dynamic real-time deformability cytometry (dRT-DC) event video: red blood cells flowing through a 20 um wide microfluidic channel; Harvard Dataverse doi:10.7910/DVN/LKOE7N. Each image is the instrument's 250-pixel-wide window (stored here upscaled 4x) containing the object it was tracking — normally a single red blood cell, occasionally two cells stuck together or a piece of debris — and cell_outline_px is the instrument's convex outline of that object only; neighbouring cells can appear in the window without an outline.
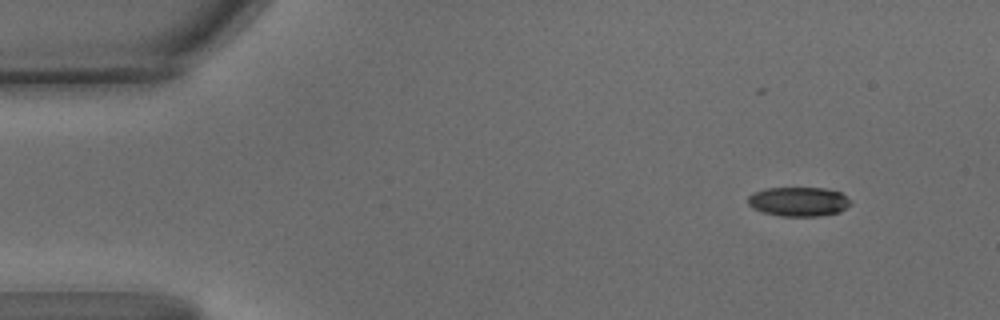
{"species": "common noctule bat (a hibernating species)", "species_latin": "Nyctalus noctula", "temperature_condition": "warm", "stored_images_in_passage": 54, "camera_frame_rate_fps": 3000, "um_per_image_px": 0.085, "animal": {"sex": "male", "body_mass_g": 15.6}, "frame": {"image": 1, "passage_image": 1, "time_ms": 0.0, "image_size_px": [1000, 320], "cell_outline_px": [[852, 204], [840, 212], [820, 216], [780, 216], [764, 212], [752, 208], [748, 204], [748, 196], [752, 192], [764, 188], [824, 188], [840, 192], [852, 200]], "centroid_in_image_um": [67.89, 17.13], "position_along_channel_um": 17.1, "area_um2": 17.74}}
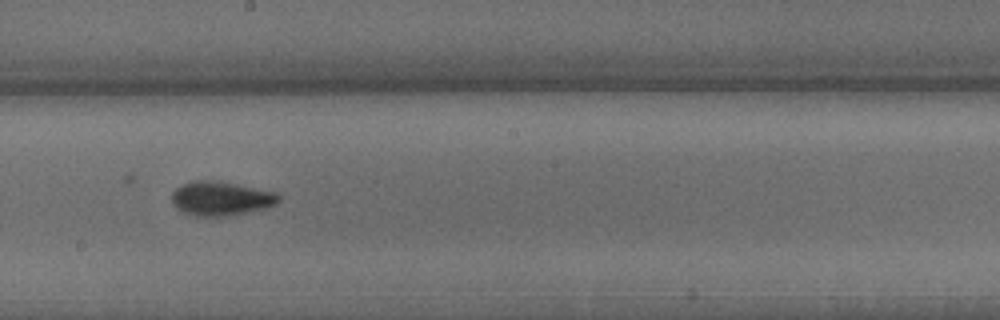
{"frame": {"image": 2, "passage_image": 28, "time_ms": 9.0, "image_size_px": [1000, 320], "cell_outline_px": [[280, 200], [276, 204], [264, 208], [224, 216], [196, 216], [184, 212], [172, 204], [172, 192], [180, 184], [192, 180], [212, 180], [276, 192], [280, 196]], "centroid_in_image_um": [18.73, 16.86], "position_along_channel_um": 229.5, "area_um2": 20.98}}
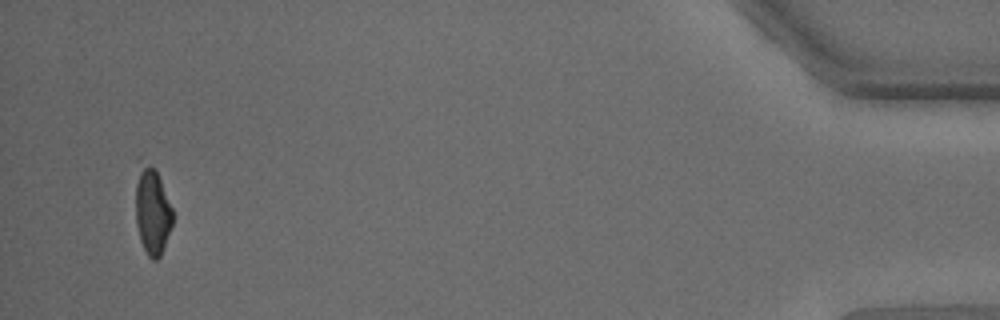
{"frame": {"image": 3, "passage_image": 52, "time_ms": 17.0, "image_size_px": [1000, 320], "cell_outline_px": [[172, 224], [160, 256], [156, 260], [152, 260], [148, 256], [140, 240], [136, 224], [136, 184], [140, 172], [144, 164], [148, 164], [156, 168], [172, 208]], "centroid_in_image_um": [12.96, 18.0], "position_along_channel_um": 422.2, "area_um2": 18.21}, "authors_computed_cell_mechanics": {"area_um2": 19.7676, "velocity_mm_per_s": 3.4191, "shape_relaxation_time_tau1_ms": 4.3373, "shape_relaxation_time_tau2_ms": 1.2634, "deformation_change_tau1": 0.1683, "deformation_change_tau2": 0.0789}}